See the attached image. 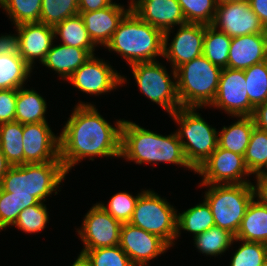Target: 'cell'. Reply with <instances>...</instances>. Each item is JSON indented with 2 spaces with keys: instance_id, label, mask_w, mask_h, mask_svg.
Wrapping results in <instances>:
<instances>
[{
  "instance_id": "cell-50",
  "label": "cell",
  "mask_w": 267,
  "mask_h": 266,
  "mask_svg": "<svg viewBox=\"0 0 267 266\" xmlns=\"http://www.w3.org/2000/svg\"><path fill=\"white\" fill-rule=\"evenodd\" d=\"M245 0H216L217 3H225V2H241Z\"/></svg>"
},
{
  "instance_id": "cell-14",
  "label": "cell",
  "mask_w": 267,
  "mask_h": 266,
  "mask_svg": "<svg viewBox=\"0 0 267 266\" xmlns=\"http://www.w3.org/2000/svg\"><path fill=\"white\" fill-rule=\"evenodd\" d=\"M212 26L231 38L267 31L259 17L250 8L248 0L217 3Z\"/></svg>"
},
{
  "instance_id": "cell-37",
  "label": "cell",
  "mask_w": 267,
  "mask_h": 266,
  "mask_svg": "<svg viewBox=\"0 0 267 266\" xmlns=\"http://www.w3.org/2000/svg\"><path fill=\"white\" fill-rule=\"evenodd\" d=\"M144 190L145 189H141V192H138L135 196L125 190L124 192L120 191L112 195L107 204L101 201L98 203L107 213L121 224L129 223L132 218L136 202Z\"/></svg>"
},
{
  "instance_id": "cell-45",
  "label": "cell",
  "mask_w": 267,
  "mask_h": 266,
  "mask_svg": "<svg viewBox=\"0 0 267 266\" xmlns=\"http://www.w3.org/2000/svg\"><path fill=\"white\" fill-rule=\"evenodd\" d=\"M251 117L257 128L267 132V101L256 106Z\"/></svg>"
},
{
  "instance_id": "cell-44",
  "label": "cell",
  "mask_w": 267,
  "mask_h": 266,
  "mask_svg": "<svg viewBox=\"0 0 267 266\" xmlns=\"http://www.w3.org/2000/svg\"><path fill=\"white\" fill-rule=\"evenodd\" d=\"M19 37L15 34L0 35V56L3 54L19 55Z\"/></svg>"
},
{
  "instance_id": "cell-46",
  "label": "cell",
  "mask_w": 267,
  "mask_h": 266,
  "mask_svg": "<svg viewBox=\"0 0 267 266\" xmlns=\"http://www.w3.org/2000/svg\"><path fill=\"white\" fill-rule=\"evenodd\" d=\"M114 0H79V12H91L110 6Z\"/></svg>"
},
{
  "instance_id": "cell-6",
  "label": "cell",
  "mask_w": 267,
  "mask_h": 266,
  "mask_svg": "<svg viewBox=\"0 0 267 266\" xmlns=\"http://www.w3.org/2000/svg\"><path fill=\"white\" fill-rule=\"evenodd\" d=\"M197 107H180L169 115L177 127L186 160L197 171L218 146V130L202 118Z\"/></svg>"
},
{
  "instance_id": "cell-27",
  "label": "cell",
  "mask_w": 267,
  "mask_h": 266,
  "mask_svg": "<svg viewBox=\"0 0 267 266\" xmlns=\"http://www.w3.org/2000/svg\"><path fill=\"white\" fill-rule=\"evenodd\" d=\"M214 226L211 209L203 199V202L177 213V235L175 240H178L182 230L193 234L192 238H194Z\"/></svg>"
},
{
  "instance_id": "cell-30",
  "label": "cell",
  "mask_w": 267,
  "mask_h": 266,
  "mask_svg": "<svg viewBox=\"0 0 267 266\" xmlns=\"http://www.w3.org/2000/svg\"><path fill=\"white\" fill-rule=\"evenodd\" d=\"M235 236L225 229L220 227H211L205 232L193 238V243L198 252L208 256L218 257L226 251H229Z\"/></svg>"
},
{
  "instance_id": "cell-1",
  "label": "cell",
  "mask_w": 267,
  "mask_h": 266,
  "mask_svg": "<svg viewBox=\"0 0 267 266\" xmlns=\"http://www.w3.org/2000/svg\"><path fill=\"white\" fill-rule=\"evenodd\" d=\"M60 132V160L66 172L83 160L120 158L121 128L124 119L114 125L91 102L79 101Z\"/></svg>"
},
{
  "instance_id": "cell-23",
  "label": "cell",
  "mask_w": 267,
  "mask_h": 266,
  "mask_svg": "<svg viewBox=\"0 0 267 266\" xmlns=\"http://www.w3.org/2000/svg\"><path fill=\"white\" fill-rule=\"evenodd\" d=\"M235 118L234 123L218 130V146L244 156L255 124L251 116Z\"/></svg>"
},
{
  "instance_id": "cell-10",
  "label": "cell",
  "mask_w": 267,
  "mask_h": 266,
  "mask_svg": "<svg viewBox=\"0 0 267 266\" xmlns=\"http://www.w3.org/2000/svg\"><path fill=\"white\" fill-rule=\"evenodd\" d=\"M125 75L120 74L105 59L92 55L80 68H78L67 82L79 91L97 96L110 94L117 87L127 83Z\"/></svg>"
},
{
  "instance_id": "cell-8",
  "label": "cell",
  "mask_w": 267,
  "mask_h": 266,
  "mask_svg": "<svg viewBox=\"0 0 267 266\" xmlns=\"http://www.w3.org/2000/svg\"><path fill=\"white\" fill-rule=\"evenodd\" d=\"M152 189L140 194L129 223L163 239L172 248L176 245L177 209Z\"/></svg>"
},
{
  "instance_id": "cell-16",
  "label": "cell",
  "mask_w": 267,
  "mask_h": 266,
  "mask_svg": "<svg viewBox=\"0 0 267 266\" xmlns=\"http://www.w3.org/2000/svg\"><path fill=\"white\" fill-rule=\"evenodd\" d=\"M119 246L134 266H150V260L158 259L172 248L159 236L130 223L122 224Z\"/></svg>"
},
{
  "instance_id": "cell-19",
  "label": "cell",
  "mask_w": 267,
  "mask_h": 266,
  "mask_svg": "<svg viewBox=\"0 0 267 266\" xmlns=\"http://www.w3.org/2000/svg\"><path fill=\"white\" fill-rule=\"evenodd\" d=\"M131 9L145 22L171 35L175 26L186 24L177 0H137Z\"/></svg>"
},
{
  "instance_id": "cell-38",
  "label": "cell",
  "mask_w": 267,
  "mask_h": 266,
  "mask_svg": "<svg viewBox=\"0 0 267 266\" xmlns=\"http://www.w3.org/2000/svg\"><path fill=\"white\" fill-rule=\"evenodd\" d=\"M186 23L212 25L216 14V0H177Z\"/></svg>"
},
{
  "instance_id": "cell-2",
  "label": "cell",
  "mask_w": 267,
  "mask_h": 266,
  "mask_svg": "<svg viewBox=\"0 0 267 266\" xmlns=\"http://www.w3.org/2000/svg\"><path fill=\"white\" fill-rule=\"evenodd\" d=\"M66 175L62 161L12 166L3 177L0 188L10 192L15 199L17 220L22 210L45 202L53 193L57 195Z\"/></svg>"
},
{
  "instance_id": "cell-4",
  "label": "cell",
  "mask_w": 267,
  "mask_h": 266,
  "mask_svg": "<svg viewBox=\"0 0 267 266\" xmlns=\"http://www.w3.org/2000/svg\"><path fill=\"white\" fill-rule=\"evenodd\" d=\"M164 33L143 21L132 9L124 16L105 46L126 64L158 61L163 57Z\"/></svg>"
},
{
  "instance_id": "cell-34",
  "label": "cell",
  "mask_w": 267,
  "mask_h": 266,
  "mask_svg": "<svg viewBox=\"0 0 267 266\" xmlns=\"http://www.w3.org/2000/svg\"><path fill=\"white\" fill-rule=\"evenodd\" d=\"M248 98L252 106L267 101V60L244 70Z\"/></svg>"
},
{
  "instance_id": "cell-49",
  "label": "cell",
  "mask_w": 267,
  "mask_h": 266,
  "mask_svg": "<svg viewBox=\"0 0 267 266\" xmlns=\"http://www.w3.org/2000/svg\"><path fill=\"white\" fill-rule=\"evenodd\" d=\"M70 266H91V264L82 254H78L77 258H75V261Z\"/></svg>"
},
{
  "instance_id": "cell-42",
  "label": "cell",
  "mask_w": 267,
  "mask_h": 266,
  "mask_svg": "<svg viewBox=\"0 0 267 266\" xmlns=\"http://www.w3.org/2000/svg\"><path fill=\"white\" fill-rule=\"evenodd\" d=\"M18 89L0 90V124L15 121Z\"/></svg>"
},
{
  "instance_id": "cell-7",
  "label": "cell",
  "mask_w": 267,
  "mask_h": 266,
  "mask_svg": "<svg viewBox=\"0 0 267 266\" xmlns=\"http://www.w3.org/2000/svg\"><path fill=\"white\" fill-rule=\"evenodd\" d=\"M207 188L204 200L208 203L216 227L236 236L248 205L254 198L251 183L198 185Z\"/></svg>"
},
{
  "instance_id": "cell-15",
  "label": "cell",
  "mask_w": 267,
  "mask_h": 266,
  "mask_svg": "<svg viewBox=\"0 0 267 266\" xmlns=\"http://www.w3.org/2000/svg\"><path fill=\"white\" fill-rule=\"evenodd\" d=\"M170 41V35H164L163 58L176 70L179 66L203 55L205 25L186 23L177 26Z\"/></svg>"
},
{
  "instance_id": "cell-22",
  "label": "cell",
  "mask_w": 267,
  "mask_h": 266,
  "mask_svg": "<svg viewBox=\"0 0 267 266\" xmlns=\"http://www.w3.org/2000/svg\"><path fill=\"white\" fill-rule=\"evenodd\" d=\"M55 42L57 41H54L41 65L55 71L59 79L67 81L92 55L86 49Z\"/></svg>"
},
{
  "instance_id": "cell-12",
  "label": "cell",
  "mask_w": 267,
  "mask_h": 266,
  "mask_svg": "<svg viewBox=\"0 0 267 266\" xmlns=\"http://www.w3.org/2000/svg\"><path fill=\"white\" fill-rule=\"evenodd\" d=\"M244 70L222 68L216 97L209 108L223 110L227 116H252Z\"/></svg>"
},
{
  "instance_id": "cell-47",
  "label": "cell",
  "mask_w": 267,
  "mask_h": 266,
  "mask_svg": "<svg viewBox=\"0 0 267 266\" xmlns=\"http://www.w3.org/2000/svg\"><path fill=\"white\" fill-rule=\"evenodd\" d=\"M250 8L259 17L261 23L267 29V0H248Z\"/></svg>"
},
{
  "instance_id": "cell-28",
  "label": "cell",
  "mask_w": 267,
  "mask_h": 266,
  "mask_svg": "<svg viewBox=\"0 0 267 266\" xmlns=\"http://www.w3.org/2000/svg\"><path fill=\"white\" fill-rule=\"evenodd\" d=\"M32 70L20 55H1L0 90L25 87L28 78L31 79Z\"/></svg>"
},
{
  "instance_id": "cell-5",
  "label": "cell",
  "mask_w": 267,
  "mask_h": 266,
  "mask_svg": "<svg viewBox=\"0 0 267 266\" xmlns=\"http://www.w3.org/2000/svg\"><path fill=\"white\" fill-rule=\"evenodd\" d=\"M221 71L204 55L179 66L175 72L181 107H209L216 97Z\"/></svg>"
},
{
  "instance_id": "cell-43",
  "label": "cell",
  "mask_w": 267,
  "mask_h": 266,
  "mask_svg": "<svg viewBox=\"0 0 267 266\" xmlns=\"http://www.w3.org/2000/svg\"><path fill=\"white\" fill-rule=\"evenodd\" d=\"M256 176L254 180L256 182H252L254 199L259 203L267 206V172L255 174Z\"/></svg>"
},
{
  "instance_id": "cell-29",
  "label": "cell",
  "mask_w": 267,
  "mask_h": 266,
  "mask_svg": "<svg viewBox=\"0 0 267 266\" xmlns=\"http://www.w3.org/2000/svg\"><path fill=\"white\" fill-rule=\"evenodd\" d=\"M0 148L12 166L24 164L23 124L16 121L0 124Z\"/></svg>"
},
{
  "instance_id": "cell-35",
  "label": "cell",
  "mask_w": 267,
  "mask_h": 266,
  "mask_svg": "<svg viewBox=\"0 0 267 266\" xmlns=\"http://www.w3.org/2000/svg\"><path fill=\"white\" fill-rule=\"evenodd\" d=\"M79 14V0H42L40 22L55 27L66 18Z\"/></svg>"
},
{
  "instance_id": "cell-17",
  "label": "cell",
  "mask_w": 267,
  "mask_h": 266,
  "mask_svg": "<svg viewBox=\"0 0 267 266\" xmlns=\"http://www.w3.org/2000/svg\"><path fill=\"white\" fill-rule=\"evenodd\" d=\"M48 123L23 124L24 164L60 160V135Z\"/></svg>"
},
{
  "instance_id": "cell-36",
  "label": "cell",
  "mask_w": 267,
  "mask_h": 266,
  "mask_svg": "<svg viewBox=\"0 0 267 266\" xmlns=\"http://www.w3.org/2000/svg\"><path fill=\"white\" fill-rule=\"evenodd\" d=\"M45 203L40 202L22 210L12 227L14 226L23 233L30 235L45 230L47 223H49V211Z\"/></svg>"
},
{
  "instance_id": "cell-9",
  "label": "cell",
  "mask_w": 267,
  "mask_h": 266,
  "mask_svg": "<svg viewBox=\"0 0 267 266\" xmlns=\"http://www.w3.org/2000/svg\"><path fill=\"white\" fill-rule=\"evenodd\" d=\"M129 67L140 93L151 102L163 108L168 115L181 107L173 68L169 74L166 66L159 61L135 63Z\"/></svg>"
},
{
  "instance_id": "cell-41",
  "label": "cell",
  "mask_w": 267,
  "mask_h": 266,
  "mask_svg": "<svg viewBox=\"0 0 267 266\" xmlns=\"http://www.w3.org/2000/svg\"><path fill=\"white\" fill-rule=\"evenodd\" d=\"M16 222V202L0 188V232L6 230Z\"/></svg>"
},
{
  "instance_id": "cell-13",
  "label": "cell",
  "mask_w": 267,
  "mask_h": 266,
  "mask_svg": "<svg viewBox=\"0 0 267 266\" xmlns=\"http://www.w3.org/2000/svg\"><path fill=\"white\" fill-rule=\"evenodd\" d=\"M80 226L76 232L83 242L82 250L119 245L122 224L107 213L98 202L84 215Z\"/></svg>"
},
{
  "instance_id": "cell-31",
  "label": "cell",
  "mask_w": 267,
  "mask_h": 266,
  "mask_svg": "<svg viewBox=\"0 0 267 266\" xmlns=\"http://www.w3.org/2000/svg\"><path fill=\"white\" fill-rule=\"evenodd\" d=\"M232 38L212 25H205L203 55L221 68H228L229 49Z\"/></svg>"
},
{
  "instance_id": "cell-33",
  "label": "cell",
  "mask_w": 267,
  "mask_h": 266,
  "mask_svg": "<svg viewBox=\"0 0 267 266\" xmlns=\"http://www.w3.org/2000/svg\"><path fill=\"white\" fill-rule=\"evenodd\" d=\"M41 7L42 0H0V8L14 26L40 22Z\"/></svg>"
},
{
  "instance_id": "cell-18",
  "label": "cell",
  "mask_w": 267,
  "mask_h": 266,
  "mask_svg": "<svg viewBox=\"0 0 267 266\" xmlns=\"http://www.w3.org/2000/svg\"><path fill=\"white\" fill-rule=\"evenodd\" d=\"M19 37V55L34 69L41 64L55 41L54 28L41 22L24 23L14 27Z\"/></svg>"
},
{
  "instance_id": "cell-48",
  "label": "cell",
  "mask_w": 267,
  "mask_h": 266,
  "mask_svg": "<svg viewBox=\"0 0 267 266\" xmlns=\"http://www.w3.org/2000/svg\"><path fill=\"white\" fill-rule=\"evenodd\" d=\"M12 165L8 162L0 148V184Z\"/></svg>"
},
{
  "instance_id": "cell-3",
  "label": "cell",
  "mask_w": 267,
  "mask_h": 266,
  "mask_svg": "<svg viewBox=\"0 0 267 266\" xmlns=\"http://www.w3.org/2000/svg\"><path fill=\"white\" fill-rule=\"evenodd\" d=\"M120 158L137 165L150 164L152 168L158 163L175 164L196 173L186 160L176 131L162 135L125 119L121 128Z\"/></svg>"
},
{
  "instance_id": "cell-24",
  "label": "cell",
  "mask_w": 267,
  "mask_h": 266,
  "mask_svg": "<svg viewBox=\"0 0 267 266\" xmlns=\"http://www.w3.org/2000/svg\"><path fill=\"white\" fill-rule=\"evenodd\" d=\"M46 99L35 88L20 87L17 92L15 121L21 124L48 123Z\"/></svg>"
},
{
  "instance_id": "cell-25",
  "label": "cell",
  "mask_w": 267,
  "mask_h": 266,
  "mask_svg": "<svg viewBox=\"0 0 267 266\" xmlns=\"http://www.w3.org/2000/svg\"><path fill=\"white\" fill-rule=\"evenodd\" d=\"M238 240L267 245V206L254 198L248 205L240 228L235 236Z\"/></svg>"
},
{
  "instance_id": "cell-40",
  "label": "cell",
  "mask_w": 267,
  "mask_h": 266,
  "mask_svg": "<svg viewBox=\"0 0 267 266\" xmlns=\"http://www.w3.org/2000/svg\"><path fill=\"white\" fill-rule=\"evenodd\" d=\"M79 253L88 260L91 266H134L119 245L81 250Z\"/></svg>"
},
{
  "instance_id": "cell-20",
  "label": "cell",
  "mask_w": 267,
  "mask_h": 266,
  "mask_svg": "<svg viewBox=\"0 0 267 266\" xmlns=\"http://www.w3.org/2000/svg\"><path fill=\"white\" fill-rule=\"evenodd\" d=\"M130 10L131 5L129 4L125 8L123 4L113 2L106 8L91 12H79V14L93 43L97 47L105 48L118 25Z\"/></svg>"
},
{
  "instance_id": "cell-39",
  "label": "cell",
  "mask_w": 267,
  "mask_h": 266,
  "mask_svg": "<svg viewBox=\"0 0 267 266\" xmlns=\"http://www.w3.org/2000/svg\"><path fill=\"white\" fill-rule=\"evenodd\" d=\"M237 242L241 245L232 253L230 266H259L267 259L266 244L234 238L233 243Z\"/></svg>"
},
{
  "instance_id": "cell-26",
  "label": "cell",
  "mask_w": 267,
  "mask_h": 266,
  "mask_svg": "<svg viewBox=\"0 0 267 266\" xmlns=\"http://www.w3.org/2000/svg\"><path fill=\"white\" fill-rule=\"evenodd\" d=\"M55 41L60 40V44L86 49L91 55H96L97 47L89 36L80 14L66 18L54 27Z\"/></svg>"
},
{
  "instance_id": "cell-51",
  "label": "cell",
  "mask_w": 267,
  "mask_h": 266,
  "mask_svg": "<svg viewBox=\"0 0 267 266\" xmlns=\"http://www.w3.org/2000/svg\"><path fill=\"white\" fill-rule=\"evenodd\" d=\"M130 2H128L129 5L134 4L137 0H129Z\"/></svg>"
},
{
  "instance_id": "cell-52",
  "label": "cell",
  "mask_w": 267,
  "mask_h": 266,
  "mask_svg": "<svg viewBox=\"0 0 267 266\" xmlns=\"http://www.w3.org/2000/svg\"><path fill=\"white\" fill-rule=\"evenodd\" d=\"M259 266H267V259Z\"/></svg>"
},
{
  "instance_id": "cell-21",
  "label": "cell",
  "mask_w": 267,
  "mask_h": 266,
  "mask_svg": "<svg viewBox=\"0 0 267 266\" xmlns=\"http://www.w3.org/2000/svg\"><path fill=\"white\" fill-rule=\"evenodd\" d=\"M267 60V31L234 37L229 49L228 68L245 70Z\"/></svg>"
},
{
  "instance_id": "cell-11",
  "label": "cell",
  "mask_w": 267,
  "mask_h": 266,
  "mask_svg": "<svg viewBox=\"0 0 267 266\" xmlns=\"http://www.w3.org/2000/svg\"><path fill=\"white\" fill-rule=\"evenodd\" d=\"M202 177L199 185L252 183L244 156L217 146L216 150L196 171ZM248 177V178H247Z\"/></svg>"
},
{
  "instance_id": "cell-32",
  "label": "cell",
  "mask_w": 267,
  "mask_h": 266,
  "mask_svg": "<svg viewBox=\"0 0 267 266\" xmlns=\"http://www.w3.org/2000/svg\"><path fill=\"white\" fill-rule=\"evenodd\" d=\"M245 164L252 175L267 172V132L256 126L244 155Z\"/></svg>"
}]
</instances>
